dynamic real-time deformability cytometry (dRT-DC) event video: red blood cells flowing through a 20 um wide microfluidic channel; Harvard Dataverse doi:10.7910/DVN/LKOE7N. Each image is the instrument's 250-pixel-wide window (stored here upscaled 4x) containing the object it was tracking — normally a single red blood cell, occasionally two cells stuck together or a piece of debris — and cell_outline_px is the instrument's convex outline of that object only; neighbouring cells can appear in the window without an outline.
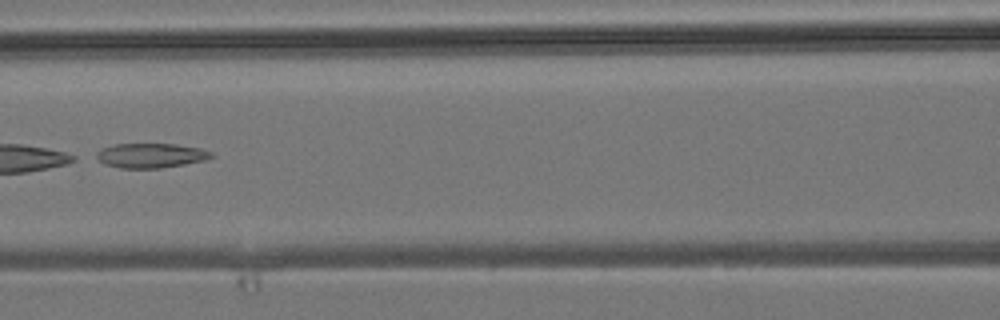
{"species": "common noctule bat (a hibernating species)", "species_latin": "Nyctalus noctula", "temperature_condition": "room temperature", "stored_images_in_passage": 7, "camera_frame_rate_fps": 3000, "um_per_image_px": 0.085, "animal": {"sex": "male", "body_mass_g": 19.2, "forearm_length_mm": 51.8}, "frame": {"image": 1, "passage_image": 6, "time_ms": 6.0, "image_size_px": [1000, 320], "cell_outline_px": [[216, 156], [204, 160], [184, 164], [160, 168], [120, 168], [104, 164], [92, 156], [100, 148], [116, 144], [176, 144], [200, 148], [212, 152]], "centroid_in_image_um": [12.77, 13.21], "position_along_channel_um": 153.8, "area_um2": 16.65}}
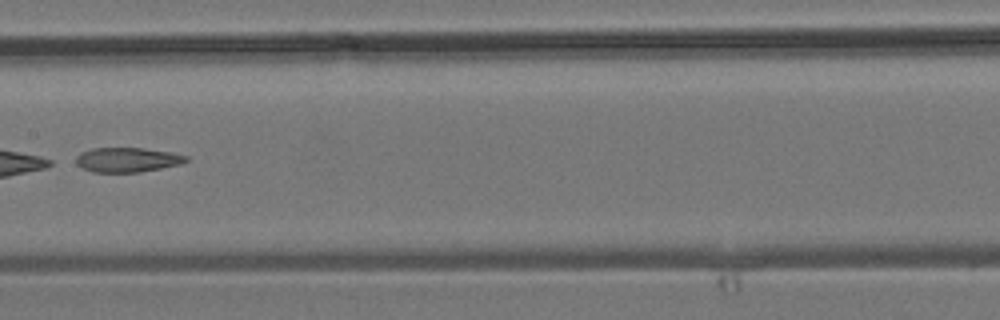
{"frame": {"image": 2, "passage_image": 7, "time_ms": 7.0, "image_size_px": [1000, 320], "cell_outline_px": [[188, 160], [180, 164], [140, 172], [92, 172], [80, 168], [76, 164], [76, 156], [80, 152], [92, 148], [144, 148], [172, 152], [188, 156]], "centroid_in_image_um": [10.79, 13.58], "position_along_channel_um": 196.6, "area_um2": 15.9}}